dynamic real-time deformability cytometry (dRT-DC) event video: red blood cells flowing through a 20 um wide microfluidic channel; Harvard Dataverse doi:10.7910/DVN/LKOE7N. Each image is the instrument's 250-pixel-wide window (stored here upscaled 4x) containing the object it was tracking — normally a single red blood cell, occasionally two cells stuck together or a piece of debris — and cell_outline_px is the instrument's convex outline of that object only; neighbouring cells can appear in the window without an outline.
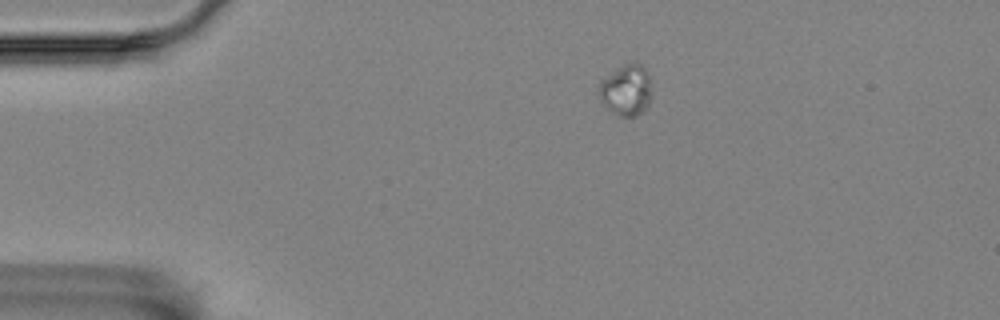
{"species": "Egyptian fruit bat (a non-hibernating species)", "species_latin": "Rousettus aegyptiacus", "temperature_condition": "room temperature", "stored_images_in_passage": 14, "camera_frame_rate_fps": 3000, "um_per_image_px": 0.085, "animal": {"sex": "female"}, "frame": {"image": 1, "passage_image": 1, "time_ms": 0.0, "image_size_px": [1000, 320], "cell_outline_px": [[652, 96], [644, 112], [636, 116], [620, 116], [604, 108], [600, 100], [600, 80], [604, 76], [624, 64], [636, 60], [644, 68], [648, 76]], "centroid_in_image_um": [53.22, 7.66], "position_along_channel_um": 31.8, "area_um2": 15.95}}
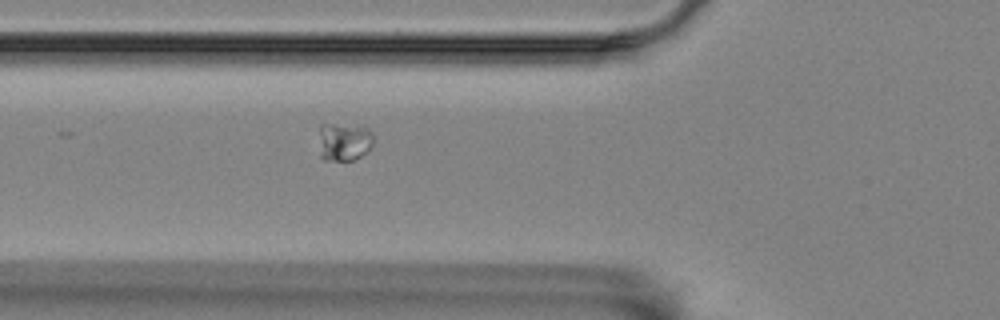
{"frame": {"image": 2, "passage_image": 11, "time_ms": 3.333, "image_size_px": [1000, 320], "cell_outline_px": [[372, 144], [360, 156], [352, 160], [324, 160], [320, 156], [320, 124], [332, 124], [368, 128], [372, 132]], "centroid_in_image_um": [29.21, 12.05], "position_along_channel_um": 96.6, "area_um2": 11.79}}
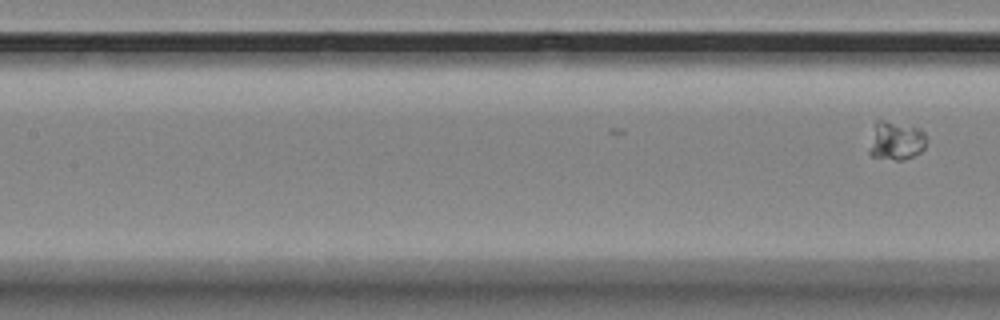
{"frame": {"image": 3, "passage_image": 14, "time_ms": 4.333, "image_size_px": [1000, 320], "cell_outline_px": [[928, 140], [924, 148], [920, 152], [904, 160], [896, 160], [872, 156], [868, 152], [876, 120], [884, 120], [920, 128], [924, 132]], "centroid_in_image_um": [76.19, 11.96], "position_along_channel_um": 131.2, "area_um2": 12.89}}